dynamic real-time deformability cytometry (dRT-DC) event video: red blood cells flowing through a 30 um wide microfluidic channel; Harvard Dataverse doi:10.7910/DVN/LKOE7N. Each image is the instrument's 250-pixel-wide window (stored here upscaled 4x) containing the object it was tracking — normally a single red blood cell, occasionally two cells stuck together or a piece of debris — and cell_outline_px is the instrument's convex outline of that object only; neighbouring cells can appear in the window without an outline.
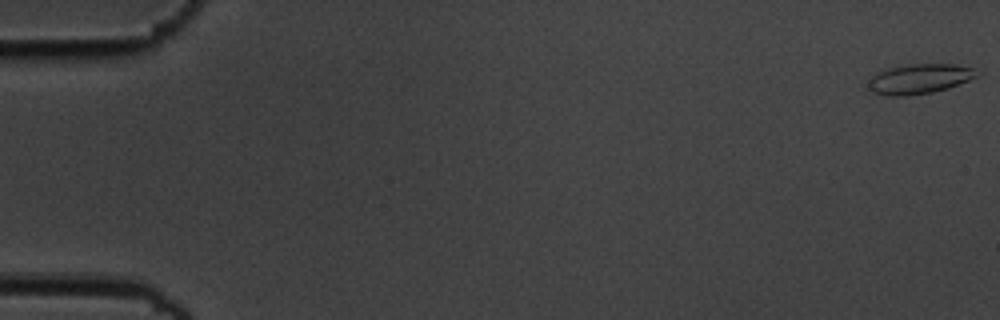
{"species": "common noctule bat (a hibernating species)", "species_latin": "Nyctalus noctula", "temperature_condition": "cold", "stored_images_in_passage": 16, "camera_frame_rate_fps": 3000, "um_per_image_px": 0.085, "animal": {"sex": "male", "body_mass_g": 19.5, "forearm_length_mm": 54.6}, "frame": {"image": 1, "passage_image": 1, "time_ms": 0.0, "image_size_px": [1000, 320], "cell_outline_px": [[980, 76], [948, 88], [932, 92], [908, 96], [888, 96], [872, 92], [868, 84], [872, 76], [888, 68], [912, 64], [956, 64], [972, 68], [980, 72]], "centroid_in_image_um": [78.19, 6.71], "position_along_channel_um": 6.8, "area_um2": 18.84}}